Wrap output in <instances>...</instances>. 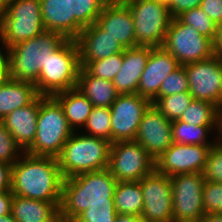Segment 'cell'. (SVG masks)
<instances>
[{
	"label": "cell",
	"instance_id": "47",
	"mask_svg": "<svg viewBox=\"0 0 222 222\" xmlns=\"http://www.w3.org/2000/svg\"><path fill=\"white\" fill-rule=\"evenodd\" d=\"M115 222H142V220L135 215L117 214Z\"/></svg>",
	"mask_w": 222,
	"mask_h": 222
},
{
	"label": "cell",
	"instance_id": "46",
	"mask_svg": "<svg viewBox=\"0 0 222 222\" xmlns=\"http://www.w3.org/2000/svg\"><path fill=\"white\" fill-rule=\"evenodd\" d=\"M199 222H222V213H204Z\"/></svg>",
	"mask_w": 222,
	"mask_h": 222
},
{
	"label": "cell",
	"instance_id": "5",
	"mask_svg": "<svg viewBox=\"0 0 222 222\" xmlns=\"http://www.w3.org/2000/svg\"><path fill=\"white\" fill-rule=\"evenodd\" d=\"M111 142L75 131L57 157L62 176L70 178L82 173L108 168Z\"/></svg>",
	"mask_w": 222,
	"mask_h": 222
},
{
	"label": "cell",
	"instance_id": "22",
	"mask_svg": "<svg viewBox=\"0 0 222 222\" xmlns=\"http://www.w3.org/2000/svg\"><path fill=\"white\" fill-rule=\"evenodd\" d=\"M60 204L14 195L11 214L16 222H61Z\"/></svg>",
	"mask_w": 222,
	"mask_h": 222
},
{
	"label": "cell",
	"instance_id": "23",
	"mask_svg": "<svg viewBox=\"0 0 222 222\" xmlns=\"http://www.w3.org/2000/svg\"><path fill=\"white\" fill-rule=\"evenodd\" d=\"M45 30L74 40V15H71V0H40Z\"/></svg>",
	"mask_w": 222,
	"mask_h": 222
},
{
	"label": "cell",
	"instance_id": "50",
	"mask_svg": "<svg viewBox=\"0 0 222 222\" xmlns=\"http://www.w3.org/2000/svg\"><path fill=\"white\" fill-rule=\"evenodd\" d=\"M0 222H16L15 218L12 216L11 213L0 216Z\"/></svg>",
	"mask_w": 222,
	"mask_h": 222
},
{
	"label": "cell",
	"instance_id": "25",
	"mask_svg": "<svg viewBox=\"0 0 222 222\" xmlns=\"http://www.w3.org/2000/svg\"><path fill=\"white\" fill-rule=\"evenodd\" d=\"M78 89L95 107H109L114 103L119 93L113 81L90 75L83 67L78 73Z\"/></svg>",
	"mask_w": 222,
	"mask_h": 222
},
{
	"label": "cell",
	"instance_id": "4",
	"mask_svg": "<svg viewBox=\"0 0 222 222\" xmlns=\"http://www.w3.org/2000/svg\"><path fill=\"white\" fill-rule=\"evenodd\" d=\"M37 130L34 142L25 151L34 156L57 158L74 133L60 103L53 96L39 95Z\"/></svg>",
	"mask_w": 222,
	"mask_h": 222
},
{
	"label": "cell",
	"instance_id": "43",
	"mask_svg": "<svg viewBox=\"0 0 222 222\" xmlns=\"http://www.w3.org/2000/svg\"><path fill=\"white\" fill-rule=\"evenodd\" d=\"M13 197L11 190L0 191V216L11 213Z\"/></svg>",
	"mask_w": 222,
	"mask_h": 222
},
{
	"label": "cell",
	"instance_id": "13",
	"mask_svg": "<svg viewBox=\"0 0 222 222\" xmlns=\"http://www.w3.org/2000/svg\"><path fill=\"white\" fill-rule=\"evenodd\" d=\"M183 66L188 76L191 96L210 102L222 110V60L212 56Z\"/></svg>",
	"mask_w": 222,
	"mask_h": 222
},
{
	"label": "cell",
	"instance_id": "31",
	"mask_svg": "<svg viewBox=\"0 0 222 222\" xmlns=\"http://www.w3.org/2000/svg\"><path fill=\"white\" fill-rule=\"evenodd\" d=\"M194 98L189 92L157 97L152 104L169 121L179 120Z\"/></svg>",
	"mask_w": 222,
	"mask_h": 222
},
{
	"label": "cell",
	"instance_id": "29",
	"mask_svg": "<svg viewBox=\"0 0 222 222\" xmlns=\"http://www.w3.org/2000/svg\"><path fill=\"white\" fill-rule=\"evenodd\" d=\"M105 0H71V15H74V40L84 27L97 22Z\"/></svg>",
	"mask_w": 222,
	"mask_h": 222
},
{
	"label": "cell",
	"instance_id": "28",
	"mask_svg": "<svg viewBox=\"0 0 222 222\" xmlns=\"http://www.w3.org/2000/svg\"><path fill=\"white\" fill-rule=\"evenodd\" d=\"M222 110L206 101L193 99L179 120L196 126H217Z\"/></svg>",
	"mask_w": 222,
	"mask_h": 222
},
{
	"label": "cell",
	"instance_id": "40",
	"mask_svg": "<svg viewBox=\"0 0 222 222\" xmlns=\"http://www.w3.org/2000/svg\"><path fill=\"white\" fill-rule=\"evenodd\" d=\"M200 8L218 27H222V0H201Z\"/></svg>",
	"mask_w": 222,
	"mask_h": 222
},
{
	"label": "cell",
	"instance_id": "2",
	"mask_svg": "<svg viewBox=\"0 0 222 222\" xmlns=\"http://www.w3.org/2000/svg\"><path fill=\"white\" fill-rule=\"evenodd\" d=\"M117 182L108 169L65 178L59 207L60 221L73 222L91 204H114Z\"/></svg>",
	"mask_w": 222,
	"mask_h": 222
},
{
	"label": "cell",
	"instance_id": "3",
	"mask_svg": "<svg viewBox=\"0 0 222 222\" xmlns=\"http://www.w3.org/2000/svg\"><path fill=\"white\" fill-rule=\"evenodd\" d=\"M66 39L57 32L44 30L36 37L6 50L8 78L35 84L49 56Z\"/></svg>",
	"mask_w": 222,
	"mask_h": 222
},
{
	"label": "cell",
	"instance_id": "33",
	"mask_svg": "<svg viewBox=\"0 0 222 222\" xmlns=\"http://www.w3.org/2000/svg\"><path fill=\"white\" fill-rule=\"evenodd\" d=\"M123 64V52L88 62L83 68L92 76L113 81Z\"/></svg>",
	"mask_w": 222,
	"mask_h": 222
},
{
	"label": "cell",
	"instance_id": "18",
	"mask_svg": "<svg viewBox=\"0 0 222 222\" xmlns=\"http://www.w3.org/2000/svg\"><path fill=\"white\" fill-rule=\"evenodd\" d=\"M96 23L125 49L136 46L131 11L123 1L106 3Z\"/></svg>",
	"mask_w": 222,
	"mask_h": 222
},
{
	"label": "cell",
	"instance_id": "19",
	"mask_svg": "<svg viewBox=\"0 0 222 222\" xmlns=\"http://www.w3.org/2000/svg\"><path fill=\"white\" fill-rule=\"evenodd\" d=\"M79 48L80 67L90 61L107 58L124 52L125 48L97 24L84 27L76 38Z\"/></svg>",
	"mask_w": 222,
	"mask_h": 222
},
{
	"label": "cell",
	"instance_id": "7",
	"mask_svg": "<svg viewBox=\"0 0 222 222\" xmlns=\"http://www.w3.org/2000/svg\"><path fill=\"white\" fill-rule=\"evenodd\" d=\"M44 30L40 0L7 1L5 15L0 22V39L6 50Z\"/></svg>",
	"mask_w": 222,
	"mask_h": 222
},
{
	"label": "cell",
	"instance_id": "37",
	"mask_svg": "<svg viewBox=\"0 0 222 222\" xmlns=\"http://www.w3.org/2000/svg\"><path fill=\"white\" fill-rule=\"evenodd\" d=\"M23 152L0 120V162L13 165Z\"/></svg>",
	"mask_w": 222,
	"mask_h": 222
},
{
	"label": "cell",
	"instance_id": "44",
	"mask_svg": "<svg viewBox=\"0 0 222 222\" xmlns=\"http://www.w3.org/2000/svg\"><path fill=\"white\" fill-rule=\"evenodd\" d=\"M213 55L222 60V27L217 28V32L213 40Z\"/></svg>",
	"mask_w": 222,
	"mask_h": 222
},
{
	"label": "cell",
	"instance_id": "38",
	"mask_svg": "<svg viewBox=\"0 0 222 222\" xmlns=\"http://www.w3.org/2000/svg\"><path fill=\"white\" fill-rule=\"evenodd\" d=\"M202 176L205 181L222 183V149L217 145H212Z\"/></svg>",
	"mask_w": 222,
	"mask_h": 222
},
{
	"label": "cell",
	"instance_id": "41",
	"mask_svg": "<svg viewBox=\"0 0 222 222\" xmlns=\"http://www.w3.org/2000/svg\"><path fill=\"white\" fill-rule=\"evenodd\" d=\"M201 0H172L168 10L172 18H177L180 14L190 9L200 7Z\"/></svg>",
	"mask_w": 222,
	"mask_h": 222
},
{
	"label": "cell",
	"instance_id": "27",
	"mask_svg": "<svg viewBox=\"0 0 222 222\" xmlns=\"http://www.w3.org/2000/svg\"><path fill=\"white\" fill-rule=\"evenodd\" d=\"M113 199L118 214L141 216L143 195L139 181L117 182Z\"/></svg>",
	"mask_w": 222,
	"mask_h": 222
},
{
	"label": "cell",
	"instance_id": "17",
	"mask_svg": "<svg viewBox=\"0 0 222 222\" xmlns=\"http://www.w3.org/2000/svg\"><path fill=\"white\" fill-rule=\"evenodd\" d=\"M180 64L178 60L162 47H151L146 67L140 77L137 94L153 102L159 95L164 79Z\"/></svg>",
	"mask_w": 222,
	"mask_h": 222
},
{
	"label": "cell",
	"instance_id": "8",
	"mask_svg": "<svg viewBox=\"0 0 222 222\" xmlns=\"http://www.w3.org/2000/svg\"><path fill=\"white\" fill-rule=\"evenodd\" d=\"M133 18L136 46L162 47L172 17L168 7L154 0H122Z\"/></svg>",
	"mask_w": 222,
	"mask_h": 222
},
{
	"label": "cell",
	"instance_id": "9",
	"mask_svg": "<svg viewBox=\"0 0 222 222\" xmlns=\"http://www.w3.org/2000/svg\"><path fill=\"white\" fill-rule=\"evenodd\" d=\"M107 169L118 182L140 181L156 169V163L137 141H119L111 144Z\"/></svg>",
	"mask_w": 222,
	"mask_h": 222
},
{
	"label": "cell",
	"instance_id": "52",
	"mask_svg": "<svg viewBox=\"0 0 222 222\" xmlns=\"http://www.w3.org/2000/svg\"><path fill=\"white\" fill-rule=\"evenodd\" d=\"M107 3L108 2H119V1H122V0H105Z\"/></svg>",
	"mask_w": 222,
	"mask_h": 222
},
{
	"label": "cell",
	"instance_id": "15",
	"mask_svg": "<svg viewBox=\"0 0 222 222\" xmlns=\"http://www.w3.org/2000/svg\"><path fill=\"white\" fill-rule=\"evenodd\" d=\"M212 145H172L155 160L156 170L165 176L202 173Z\"/></svg>",
	"mask_w": 222,
	"mask_h": 222
},
{
	"label": "cell",
	"instance_id": "36",
	"mask_svg": "<svg viewBox=\"0 0 222 222\" xmlns=\"http://www.w3.org/2000/svg\"><path fill=\"white\" fill-rule=\"evenodd\" d=\"M114 204H91L73 222H115Z\"/></svg>",
	"mask_w": 222,
	"mask_h": 222
},
{
	"label": "cell",
	"instance_id": "30",
	"mask_svg": "<svg viewBox=\"0 0 222 222\" xmlns=\"http://www.w3.org/2000/svg\"><path fill=\"white\" fill-rule=\"evenodd\" d=\"M217 126H196L181 120L172 121L173 142L182 145H214L206 140L208 132Z\"/></svg>",
	"mask_w": 222,
	"mask_h": 222
},
{
	"label": "cell",
	"instance_id": "21",
	"mask_svg": "<svg viewBox=\"0 0 222 222\" xmlns=\"http://www.w3.org/2000/svg\"><path fill=\"white\" fill-rule=\"evenodd\" d=\"M38 111L39 96L31 104L15 109L1 120L24 152L34 142Z\"/></svg>",
	"mask_w": 222,
	"mask_h": 222
},
{
	"label": "cell",
	"instance_id": "11",
	"mask_svg": "<svg viewBox=\"0 0 222 222\" xmlns=\"http://www.w3.org/2000/svg\"><path fill=\"white\" fill-rule=\"evenodd\" d=\"M172 183V213L174 222H199L204 215L202 173L177 174Z\"/></svg>",
	"mask_w": 222,
	"mask_h": 222
},
{
	"label": "cell",
	"instance_id": "10",
	"mask_svg": "<svg viewBox=\"0 0 222 222\" xmlns=\"http://www.w3.org/2000/svg\"><path fill=\"white\" fill-rule=\"evenodd\" d=\"M163 47L182 66L214 56L213 40L201 35L192 26L182 23L178 18L171 19Z\"/></svg>",
	"mask_w": 222,
	"mask_h": 222
},
{
	"label": "cell",
	"instance_id": "51",
	"mask_svg": "<svg viewBox=\"0 0 222 222\" xmlns=\"http://www.w3.org/2000/svg\"><path fill=\"white\" fill-rule=\"evenodd\" d=\"M154 1H157L167 7H169L170 3L172 2V0H154Z\"/></svg>",
	"mask_w": 222,
	"mask_h": 222
},
{
	"label": "cell",
	"instance_id": "14",
	"mask_svg": "<svg viewBox=\"0 0 222 222\" xmlns=\"http://www.w3.org/2000/svg\"><path fill=\"white\" fill-rule=\"evenodd\" d=\"M152 102L136 94H119L110 106L112 143L134 140L144 112Z\"/></svg>",
	"mask_w": 222,
	"mask_h": 222
},
{
	"label": "cell",
	"instance_id": "20",
	"mask_svg": "<svg viewBox=\"0 0 222 222\" xmlns=\"http://www.w3.org/2000/svg\"><path fill=\"white\" fill-rule=\"evenodd\" d=\"M151 46H135L123 52V64L113 85L119 94H136L140 77L146 67Z\"/></svg>",
	"mask_w": 222,
	"mask_h": 222
},
{
	"label": "cell",
	"instance_id": "48",
	"mask_svg": "<svg viewBox=\"0 0 222 222\" xmlns=\"http://www.w3.org/2000/svg\"><path fill=\"white\" fill-rule=\"evenodd\" d=\"M218 128V131H219V139L217 142H215V145H217L219 148L222 149V116L219 118V121H218V124H217V127L216 129Z\"/></svg>",
	"mask_w": 222,
	"mask_h": 222
},
{
	"label": "cell",
	"instance_id": "1",
	"mask_svg": "<svg viewBox=\"0 0 222 222\" xmlns=\"http://www.w3.org/2000/svg\"><path fill=\"white\" fill-rule=\"evenodd\" d=\"M12 165L11 192L24 198L61 202L64 177L55 157L23 152Z\"/></svg>",
	"mask_w": 222,
	"mask_h": 222
},
{
	"label": "cell",
	"instance_id": "42",
	"mask_svg": "<svg viewBox=\"0 0 222 222\" xmlns=\"http://www.w3.org/2000/svg\"><path fill=\"white\" fill-rule=\"evenodd\" d=\"M12 165L0 162V191L11 190Z\"/></svg>",
	"mask_w": 222,
	"mask_h": 222
},
{
	"label": "cell",
	"instance_id": "24",
	"mask_svg": "<svg viewBox=\"0 0 222 222\" xmlns=\"http://www.w3.org/2000/svg\"><path fill=\"white\" fill-rule=\"evenodd\" d=\"M39 95L35 84L7 78L0 84V120L15 109L31 104Z\"/></svg>",
	"mask_w": 222,
	"mask_h": 222
},
{
	"label": "cell",
	"instance_id": "35",
	"mask_svg": "<svg viewBox=\"0 0 222 222\" xmlns=\"http://www.w3.org/2000/svg\"><path fill=\"white\" fill-rule=\"evenodd\" d=\"M189 92V82L185 67L180 65L161 83L158 97Z\"/></svg>",
	"mask_w": 222,
	"mask_h": 222
},
{
	"label": "cell",
	"instance_id": "39",
	"mask_svg": "<svg viewBox=\"0 0 222 222\" xmlns=\"http://www.w3.org/2000/svg\"><path fill=\"white\" fill-rule=\"evenodd\" d=\"M202 199L204 213H222V183L206 181Z\"/></svg>",
	"mask_w": 222,
	"mask_h": 222
},
{
	"label": "cell",
	"instance_id": "49",
	"mask_svg": "<svg viewBox=\"0 0 222 222\" xmlns=\"http://www.w3.org/2000/svg\"><path fill=\"white\" fill-rule=\"evenodd\" d=\"M8 0H0V22L5 15Z\"/></svg>",
	"mask_w": 222,
	"mask_h": 222
},
{
	"label": "cell",
	"instance_id": "26",
	"mask_svg": "<svg viewBox=\"0 0 222 222\" xmlns=\"http://www.w3.org/2000/svg\"><path fill=\"white\" fill-rule=\"evenodd\" d=\"M63 108L69 126L75 131L85 125L93 108L92 103L78 89L61 91L53 95Z\"/></svg>",
	"mask_w": 222,
	"mask_h": 222
},
{
	"label": "cell",
	"instance_id": "34",
	"mask_svg": "<svg viewBox=\"0 0 222 222\" xmlns=\"http://www.w3.org/2000/svg\"><path fill=\"white\" fill-rule=\"evenodd\" d=\"M177 18L182 23L192 26L201 35L214 40L218 26L200 7L185 11Z\"/></svg>",
	"mask_w": 222,
	"mask_h": 222
},
{
	"label": "cell",
	"instance_id": "16",
	"mask_svg": "<svg viewBox=\"0 0 222 222\" xmlns=\"http://www.w3.org/2000/svg\"><path fill=\"white\" fill-rule=\"evenodd\" d=\"M134 140L156 160L173 143L172 122L151 104L143 114Z\"/></svg>",
	"mask_w": 222,
	"mask_h": 222
},
{
	"label": "cell",
	"instance_id": "32",
	"mask_svg": "<svg viewBox=\"0 0 222 222\" xmlns=\"http://www.w3.org/2000/svg\"><path fill=\"white\" fill-rule=\"evenodd\" d=\"M93 137L102 138L112 143L111 135V111L109 107L93 106L84 125Z\"/></svg>",
	"mask_w": 222,
	"mask_h": 222
},
{
	"label": "cell",
	"instance_id": "6",
	"mask_svg": "<svg viewBox=\"0 0 222 222\" xmlns=\"http://www.w3.org/2000/svg\"><path fill=\"white\" fill-rule=\"evenodd\" d=\"M80 68L77 42L66 39L42 66L35 83L38 93L53 96L58 92L76 88Z\"/></svg>",
	"mask_w": 222,
	"mask_h": 222
},
{
	"label": "cell",
	"instance_id": "12",
	"mask_svg": "<svg viewBox=\"0 0 222 222\" xmlns=\"http://www.w3.org/2000/svg\"><path fill=\"white\" fill-rule=\"evenodd\" d=\"M139 182L143 195L141 220L145 222H174L170 177L159 173L155 169Z\"/></svg>",
	"mask_w": 222,
	"mask_h": 222
},
{
	"label": "cell",
	"instance_id": "45",
	"mask_svg": "<svg viewBox=\"0 0 222 222\" xmlns=\"http://www.w3.org/2000/svg\"><path fill=\"white\" fill-rule=\"evenodd\" d=\"M8 78L7 55L2 53L0 47V84Z\"/></svg>",
	"mask_w": 222,
	"mask_h": 222
}]
</instances>
